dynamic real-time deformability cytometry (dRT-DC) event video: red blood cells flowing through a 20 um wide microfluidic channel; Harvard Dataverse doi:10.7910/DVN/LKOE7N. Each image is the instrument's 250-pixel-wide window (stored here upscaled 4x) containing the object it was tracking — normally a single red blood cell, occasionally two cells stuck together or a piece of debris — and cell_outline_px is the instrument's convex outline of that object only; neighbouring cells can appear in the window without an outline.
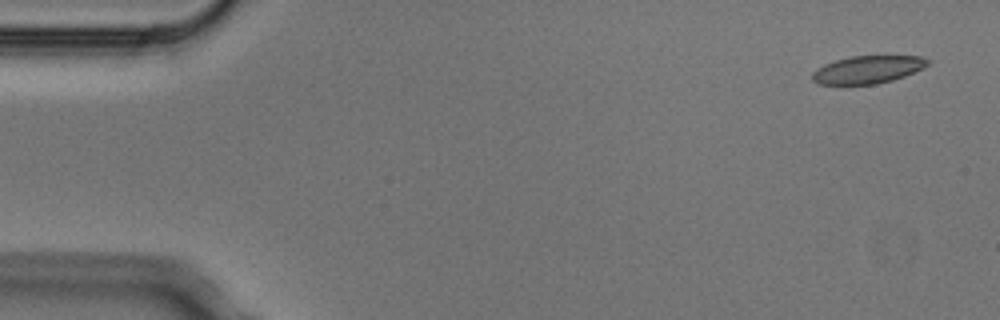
{"species": "Egyptian fruit bat (a non-hibernating species)", "species_latin": "Rousettus aegyptiacus", "temperature_condition": "cold", "stored_images_in_passage": 4, "camera_frame_rate_fps": 3000, "um_per_image_px": 0.085, "animal": {"sex": "male"}, "frame": {"image": 1, "passage_image": 1, "time_ms": 0.0, "image_size_px": [1000, 320], "cell_outline_px": [[932, 60], [924, 68], [904, 76], [892, 80], [872, 84], [816, 84], [812, 80], [812, 72], [816, 68], [824, 64], [848, 56], [884, 52], [924, 56]], "centroid_in_image_um": [73.84, 5.83], "position_along_channel_um": 11.2, "area_um2": 19.83}}
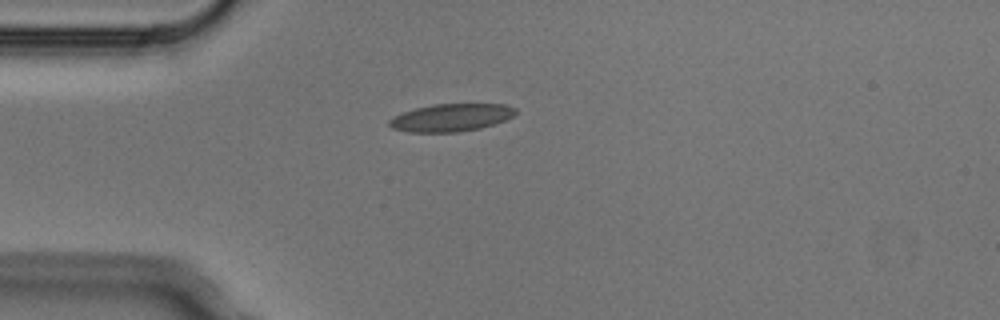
{"frame": {"image": 2, "passage_image": 4, "time_ms": 1.0, "image_size_px": [1000, 320], "cell_outline_px": [[516, 112], [512, 116], [504, 120], [480, 128], [460, 132], [408, 132], [392, 128], [388, 124], [388, 120], [392, 116], [416, 108], [432, 104], [504, 104], [516, 108]], "centroid_in_image_um": [38.3, 9.99], "position_along_channel_um": 46.7, "area_um2": 20.29}}